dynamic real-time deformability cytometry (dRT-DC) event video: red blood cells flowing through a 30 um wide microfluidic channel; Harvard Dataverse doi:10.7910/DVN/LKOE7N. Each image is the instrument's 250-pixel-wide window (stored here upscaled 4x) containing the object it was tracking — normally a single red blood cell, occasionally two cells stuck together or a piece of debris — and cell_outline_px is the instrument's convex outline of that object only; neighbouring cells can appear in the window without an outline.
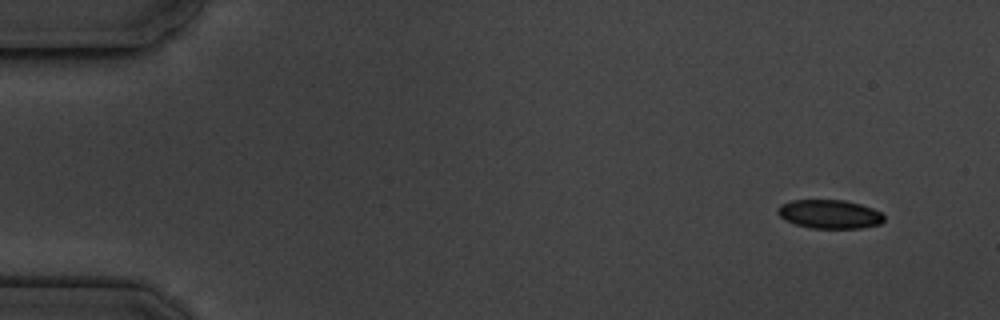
{"species": "common noctule bat (a hibernating species)", "species_latin": "Nyctalus noctula", "temperature_condition": "cold", "stored_images_in_passage": 16, "camera_frame_rate_fps": 3000, "um_per_image_px": 0.085, "animal": {"sex": "male", "body_mass_g": 19.5, "forearm_length_mm": 54.6}, "frame": {"image": 1, "passage_image": 1, "time_ms": 0.0, "image_size_px": [1000, 320], "cell_outline_px": [[884, 220], [880, 224], [860, 228], [812, 228], [796, 224], [784, 220], [776, 212], [776, 208], [780, 204], [792, 200], [844, 200], [860, 204], [872, 208], [880, 212], [884, 216]], "centroid_in_image_um": [70.48, 18.2], "position_along_channel_um": 14.5, "area_um2": 17.86}}
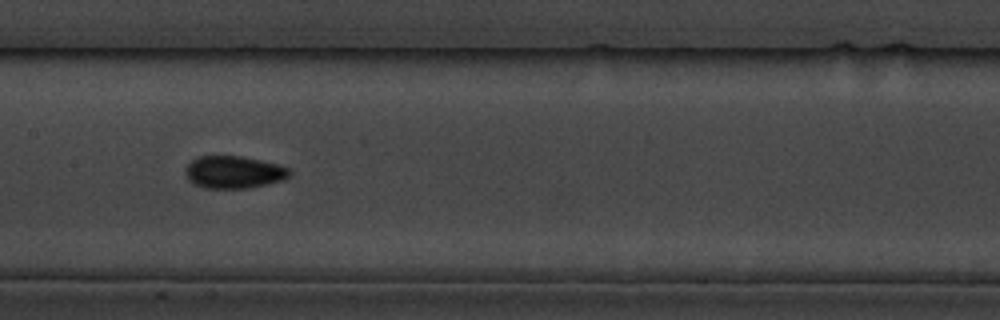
{"frame": {"image": 2, "passage_image": 8, "time_ms": 8.0, "image_size_px": [1000, 320], "cell_outline_px": [[292, 172], [284, 180], [268, 184], [248, 188], [204, 188], [188, 180], [184, 172], [184, 168], [192, 160], [200, 156], [240, 156], [260, 160], [276, 164], [288, 168]], "centroid_in_image_um": [19.85, 14.64], "position_along_channel_um": 187.5, "area_um2": 19.65}}
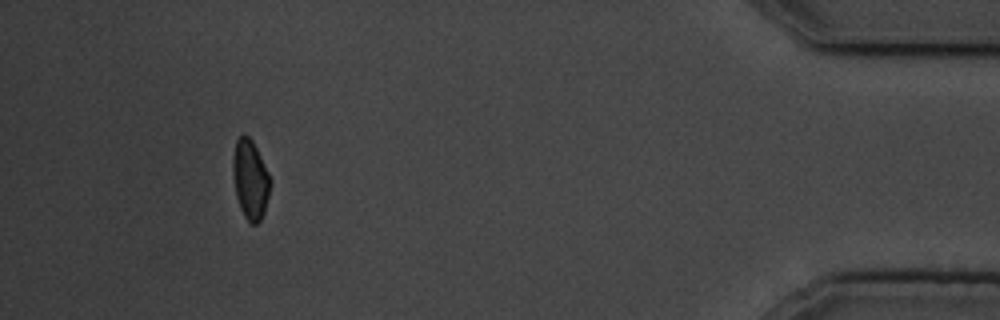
{"frame": {"image": 3, "passage_image": 15, "time_ms": 16.0, "image_size_px": [1000, 320], "cell_outline_px": [[272, 180], [264, 212], [260, 220], [256, 224], [252, 224], [244, 216], [240, 208], [236, 196], [232, 172], [232, 156], [236, 140], [244, 132], [252, 140]], "centroid_in_image_um": [21.26, 15.23], "position_along_channel_um": 413.9, "area_um2": 17.34}, "authors_computed_cell_mechanics": {"area_um2": 18.2648, "velocity_mm_per_s": 3.5881, "shape_relaxation_time_tau1_ms": 1.907, "shape_relaxation_time_tau2_ms": null, "deformation_change_tau1": 0.0718, "deformation_change_tau2": null}}